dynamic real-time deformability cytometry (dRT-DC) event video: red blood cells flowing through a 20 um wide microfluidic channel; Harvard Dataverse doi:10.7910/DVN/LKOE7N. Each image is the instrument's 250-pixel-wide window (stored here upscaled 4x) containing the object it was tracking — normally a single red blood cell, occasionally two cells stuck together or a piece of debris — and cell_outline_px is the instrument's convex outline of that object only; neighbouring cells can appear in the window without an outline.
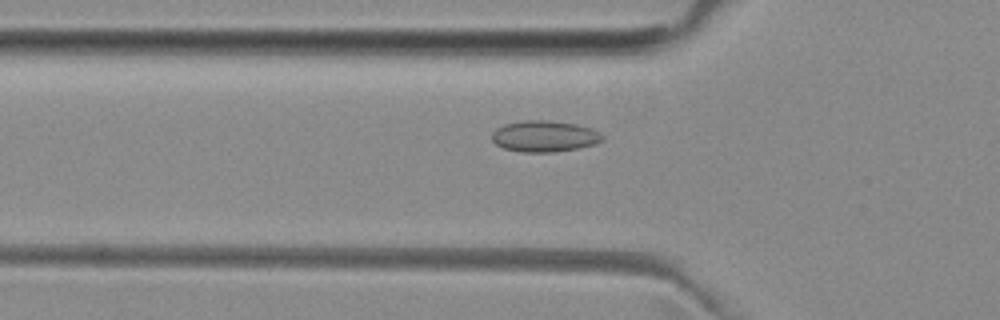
{"species": "common noctule bat (a hibernating species)", "species_latin": "Nyctalus noctula", "temperature_condition": "room temperature", "stored_images_in_passage": 38, "camera_frame_rate_fps": 3000, "um_per_image_px": 0.085, "animal": {"sex": "female", "body_mass_g": 29.2, "forearm_length_mm": 56.3}, "frame": {"image": 1, "passage_image": 5, "time_ms": 1.333, "image_size_px": [1000, 320], "cell_outline_px": [[604, 140], [596, 144], [576, 148], [552, 152], [520, 152], [504, 148], [496, 144], [492, 140], [492, 132], [496, 128], [504, 124], [524, 120], [548, 120], [576, 124], [592, 128], [600, 132], [604, 136]], "centroid_in_image_um": [46.29, 11.57], "position_along_channel_um": 79.5, "area_um2": 20.23}}
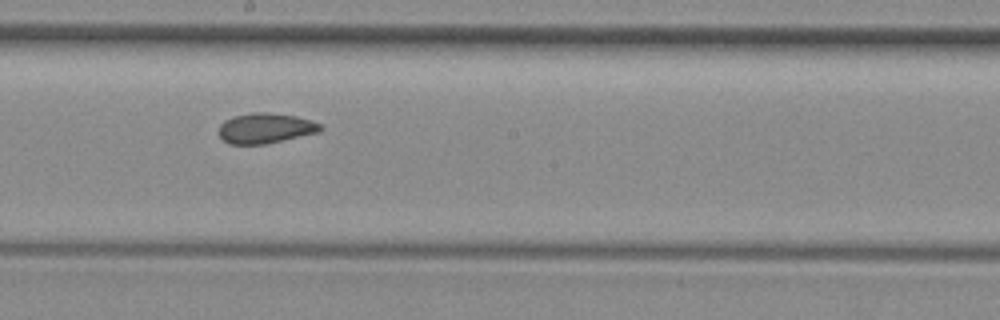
{"frame": {"image": 2, "passage_image": 16, "time_ms": 5.0, "image_size_px": [1000, 320], "cell_outline_px": [[324, 128], [320, 132], [264, 144], [228, 144], [220, 136], [220, 124], [224, 120], [236, 116], [252, 112], [264, 112], [296, 116], [320, 124]], "centroid_in_image_um": [22.57, 10.9], "position_along_channel_um": 225.6, "area_um2": 17.69}}
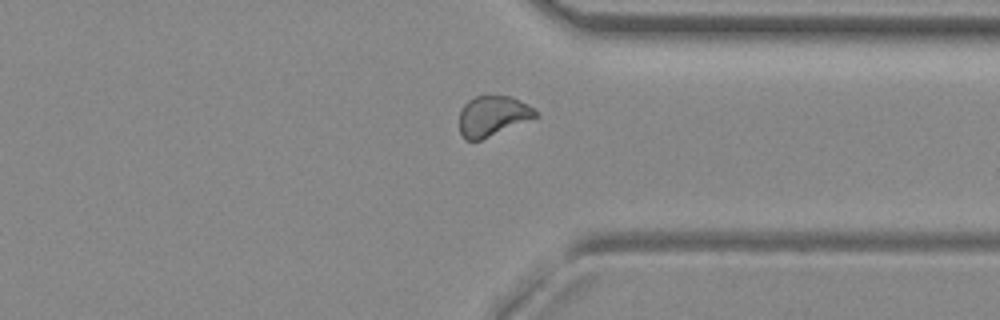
{"frame": {"image": 3, "passage_image": 27, "time_ms": 8.667, "image_size_px": [1000, 320], "cell_outline_px": [[540, 116], [480, 140], [464, 140], [460, 132], [460, 112], [464, 104], [468, 100], [476, 96], [512, 96], [528, 104]], "centroid_in_image_um": [41.88, 9.85], "position_along_channel_um": 369.5, "area_um2": 17.8}}